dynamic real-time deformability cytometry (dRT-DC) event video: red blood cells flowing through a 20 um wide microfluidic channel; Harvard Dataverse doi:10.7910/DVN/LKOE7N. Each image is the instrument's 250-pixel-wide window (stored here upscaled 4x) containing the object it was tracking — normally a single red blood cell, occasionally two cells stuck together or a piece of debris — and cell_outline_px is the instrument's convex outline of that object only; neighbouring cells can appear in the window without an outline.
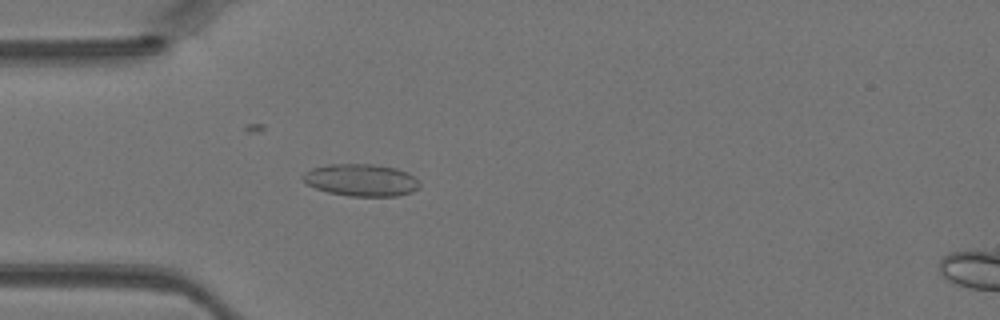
{"species": "Egyptian fruit bat (a non-hibernating species)", "species_latin": "Rousettus aegyptiacus", "temperature_condition": "warm", "stored_images_in_passage": 27, "camera_frame_rate_fps": 3000, "um_per_image_px": 0.085, "animal": {"sex": "female"}, "frame": {"image": 1, "passage_image": 5, "time_ms": 1.333, "image_size_px": [1000, 320], "cell_outline_px": [[420, 188], [412, 192], [396, 196], [348, 196], [328, 192], [316, 188], [308, 184], [300, 176], [304, 172], [312, 168], [328, 164], [372, 164], [396, 168], [408, 172], [420, 180]], "centroid_in_image_um": [30.73, 15.3], "position_along_channel_um": 54.3, "area_um2": 22.08}}
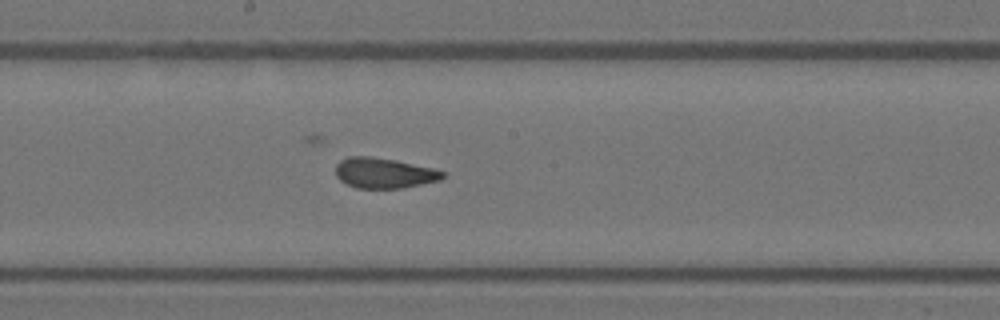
{"frame": {"image": 2, "passage_image": 16, "time_ms": 5.0, "image_size_px": [1000, 320], "cell_outline_px": [[444, 176], [440, 180], [400, 188], [356, 188], [340, 180], [336, 176], [336, 164], [340, 160], [348, 156], [372, 156], [396, 160], [432, 168], [444, 172]], "centroid_in_image_um": [32.6, 14.69], "position_along_channel_um": 215.6, "area_um2": 18.84}}
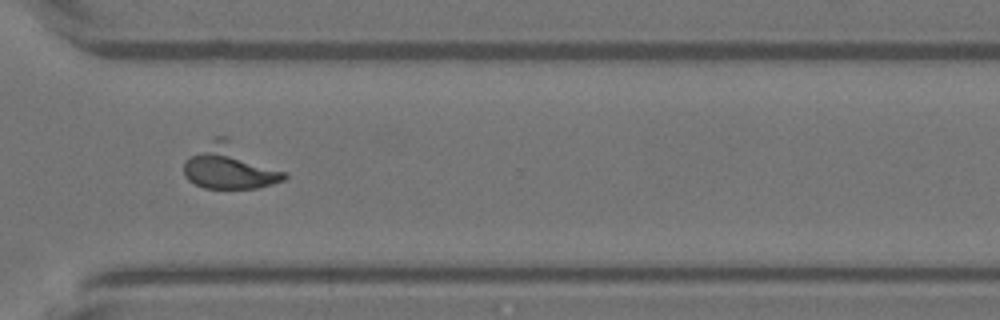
{"frame": {"image": 3, "passage_image": 25, "time_ms": 8.0, "image_size_px": [1000, 320], "cell_outline_px": [[288, 176], [284, 180], [272, 184], [256, 188], [204, 188], [188, 180], [184, 176], [184, 164], [192, 156], [216, 136], [228, 136], [288, 172]], "centroid_in_image_um": [19.64, 14.16], "position_along_channel_um": 351.0, "area_um2": 26.36}}